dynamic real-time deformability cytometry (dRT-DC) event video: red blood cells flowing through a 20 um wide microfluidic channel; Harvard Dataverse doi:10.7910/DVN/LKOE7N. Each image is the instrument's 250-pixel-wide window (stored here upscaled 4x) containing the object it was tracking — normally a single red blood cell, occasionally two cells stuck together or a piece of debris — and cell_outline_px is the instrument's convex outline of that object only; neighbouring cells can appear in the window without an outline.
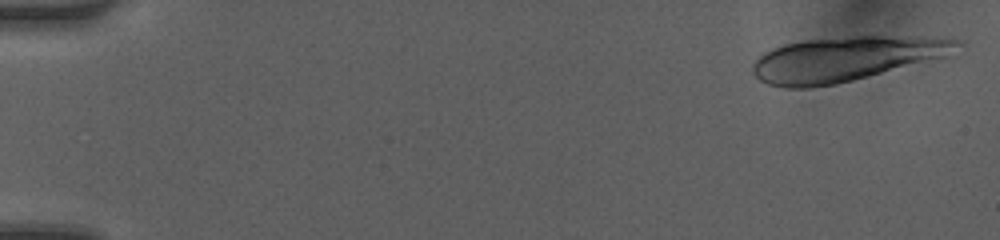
{"species": "human", "species_latin": "Homo sapiens", "temperature_condition": "room temperature", "stored_images_in_passage": 7, "camera_frame_rate_fps": 3000, "um_per_image_px": 0.085, "donor": {"sex": "female"}, "frame": {"image": 1, "passage_image": 1, "time_ms": 0.0, "image_size_px": [1000, 240], "cell_outline_px": [[964, 44], [944, 56], [852, 80], [836, 84], [812, 88], [788, 88], [768, 84], [760, 80], [752, 72], [752, 64], [764, 52], [772, 48], [784, 44], [804, 40], [852, 36], [952, 36], [960, 40]], "centroid_in_image_um": [71.89, 4.98], "position_along_channel_um": 13.1, "area_um2": 53.06}}
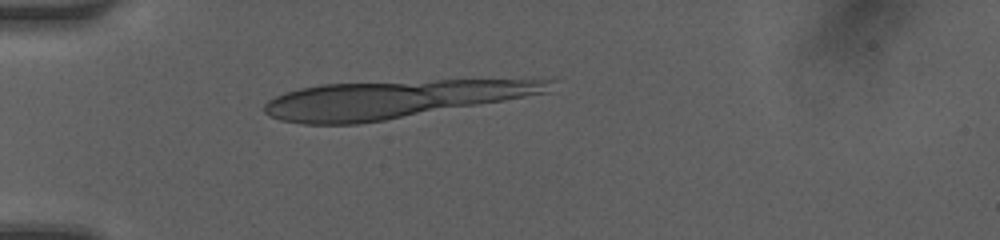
{"frame": {"image": 2, "passage_image": 5, "time_ms": 1.333, "image_size_px": [1000, 240], "cell_outline_px": [[556, 80], [548, 92], [504, 100], [384, 120], [356, 124], [304, 124], [280, 120], [268, 116], [264, 112], [264, 104], [268, 100], [284, 92], [300, 88], [320, 84], [552, 76]], "centroid_in_image_um": [33.6, 8.39], "position_along_channel_um": 51.4, "area_um2": 63.58}}